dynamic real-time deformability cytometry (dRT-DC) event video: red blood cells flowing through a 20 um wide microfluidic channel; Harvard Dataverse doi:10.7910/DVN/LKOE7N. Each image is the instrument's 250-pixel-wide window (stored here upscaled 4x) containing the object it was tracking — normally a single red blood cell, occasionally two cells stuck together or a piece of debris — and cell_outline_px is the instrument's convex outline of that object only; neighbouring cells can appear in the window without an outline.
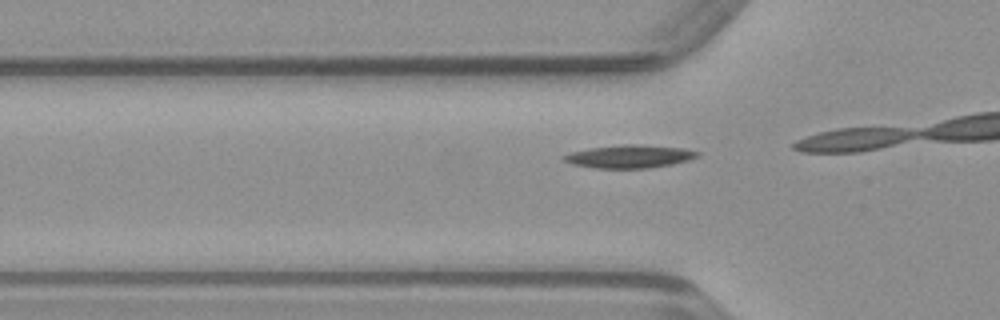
{"species": "common noctule bat (a hibernating species)", "species_latin": "Nyctalus noctula", "temperature_condition": "warm", "stored_images_in_passage": 15, "camera_frame_rate_fps": 3000, "um_per_image_px": 0.085, "animal": {"sex": "male", "body_mass_g": 23.1, "forearm_length_mm": 52.7}, "frame": {"image": 1, "passage_image": 12, "time_ms": 3.667, "image_size_px": [1000, 320], "cell_outline_px": [[700, 156], [688, 160], [672, 164], [648, 168], [596, 168], [572, 164], [564, 160], [560, 156], [572, 152], [592, 148], [624, 144], [640, 144], [684, 148], [700, 152]], "centroid_in_image_um": [53.54, 13.29], "position_along_channel_um": 72.3, "area_um2": 17.86}}